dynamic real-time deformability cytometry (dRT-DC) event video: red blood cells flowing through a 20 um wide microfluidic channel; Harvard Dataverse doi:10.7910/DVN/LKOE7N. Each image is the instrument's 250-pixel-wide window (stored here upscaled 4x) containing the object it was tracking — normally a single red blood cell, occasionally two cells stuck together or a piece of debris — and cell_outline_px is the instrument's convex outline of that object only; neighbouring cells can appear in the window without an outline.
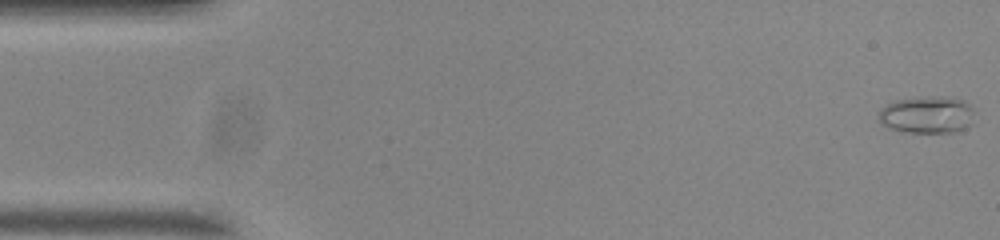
{"species": "common noctule bat (a hibernating species)", "species_latin": "Nyctalus noctula", "temperature_condition": "room temperature", "stored_images_in_passage": 55, "camera_frame_rate_fps": 3000, "um_per_image_px": 0.085, "animal": {"sex": "male", "body_mass_g": 20.0, "forearm_length_mm": 53.3}, "frame": {"image": 1, "passage_image": 1, "time_ms": 0.0, "image_size_px": [1000, 240], "cell_outline_px": [[972, 124], [964, 128], [952, 132], [904, 132], [888, 128], [880, 120], [880, 108], [896, 100], [920, 96], [940, 96], [964, 100], [972, 108]], "centroid_in_image_um": [78.79, 9.74], "position_along_channel_um": 6.2, "area_um2": 20.63}}
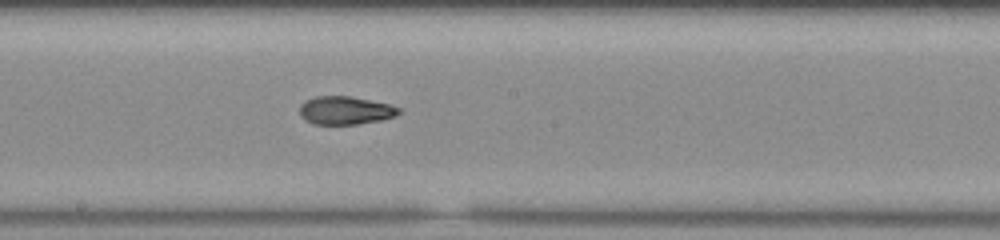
{"frame": {"image": 2, "passage_image": 29, "time_ms": 9.333, "image_size_px": [1000, 240], "cell_outline_px": [[400, 112], [396, 116], [380, 120], [356, 124], [312, 124], [304, 120], [300, 116], [300, 104], [304, 100], [316, 96], [352, 96], [388, 104], [400, 108]], "centroid_in_image_um": [29.31, 9.38], "position_along_channel_um": 218.9, "area_um2": 16.36}}
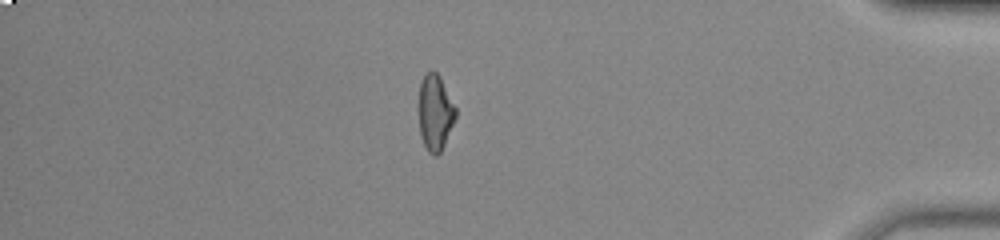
{"frame": {"image": 3, "passage_image": 47, "time_ms": 15.333, "image_size_px": [1000, 240], "cell_outline_px": [[456, 116], [444, 144], [440, 152], [436, 156], [428, 152], [420, 136], [420, 84], [424, 76], [432, 68], [440, 76], [456, 108]], "centroid_in_image_um": [37.0, 9.56], "position_along_channel_um": 398.2, "area_um2": 15.95}, "authors_computed_cell_mechanics": {"area_um2": 17.051, "velocity_mm_per_s": 3.7112, "shape_relaxation_time_tau1_ms": null, "shape_relaxation_time_tau2_ms": 2.8013, "deformation_change_tau1": null, "deformation_change_tau2": 0.0926}}